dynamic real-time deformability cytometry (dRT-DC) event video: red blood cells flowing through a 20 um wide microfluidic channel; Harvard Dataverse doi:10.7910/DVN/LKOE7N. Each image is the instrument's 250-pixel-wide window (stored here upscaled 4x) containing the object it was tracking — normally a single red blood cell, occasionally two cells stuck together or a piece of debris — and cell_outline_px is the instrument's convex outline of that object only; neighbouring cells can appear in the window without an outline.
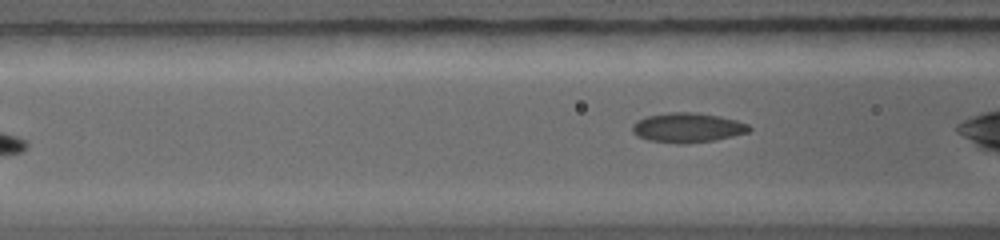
{"species": "common noctule bat (a hibernating species)", "species_latin": "Nyctalus noctula", "temperature_condition": "warm", "stored_images_in_passage": 14, "camera_frame_rate_fps": 5000, "um_per_image_px": 0.085, "animal": {"sex": "female", "body_mass_g": 19.0, "forearm_length_mm": 56.7}, "frame": {"image": 1, "passage_image": 6, "time_ms": 1.2, "image_size_px": [1000, 240], "cell_outline_px": [[752, 128], [748, 132], [716, 140], [684, 144], [676, 144], [648, 140], [636, 136], [632, 132], [632, 124], [636, 120], [648, 116], [668, 112], [696, 112], [720, 116], [736, 120], [748, 124]], "centroid_in_image_um": [58.42, 10.85], "position_along_channel_um": 108.2, "area_um2": 20.4}}
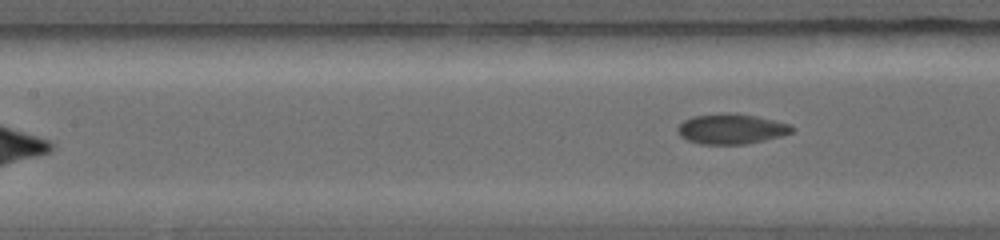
{"frame": {"image": 2, "passage_image": 11, "time_ms": 2.0, "image_size_px": [1000, 240], "cell_outline_px": [[796, 128], [792, 132], [780, 136], [764, 140], [744, 144], [700, 144], [688, 140], [680, 136], [676, 132], [676, 128], [684, 120], [692, 116], [724, 112], [736, 112], [776, 120], [792, 124]], "centroid_in_image_um": [62.16, 10.94], "position_along_channel_um": 145.2, "area_um2": 20.46}}